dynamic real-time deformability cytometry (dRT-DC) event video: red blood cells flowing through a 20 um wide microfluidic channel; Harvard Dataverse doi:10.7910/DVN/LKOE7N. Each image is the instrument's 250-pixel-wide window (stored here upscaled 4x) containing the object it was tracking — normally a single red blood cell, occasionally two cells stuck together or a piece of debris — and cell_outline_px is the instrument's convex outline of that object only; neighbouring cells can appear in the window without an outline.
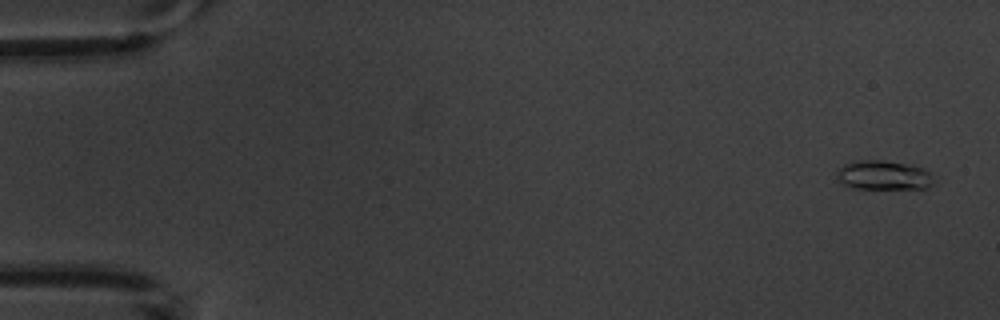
{"species": "common noctule bat (a hibernating species)", "species_latin": "Nyctalus noctula", "temperature_condition": "warm", "stored_images_in_passage": 5, "camera_frame_rate_fps": 3000, "um_per_image_px": 0.085, "animal": {"sex": "male", "body_mass_g": 20.1, "forearm_length_mm": 53.5}, "frame": {"image": 1, "passage_image": 1, "time_ms": 0.0, "image_size_px": [1000, 320], "cell_outline_px": [[936, 180], [932, 184], [924, 188], [848, 188], [836, 180], [836, 172], [844, 164], [860, 160], [884, 160], [912, 164], [924, 168], [932, 172]], "centroid_in_image_um": [75.12, 14.88], "position_along_channel_um": 9.9, "area_um2": 16.94}}